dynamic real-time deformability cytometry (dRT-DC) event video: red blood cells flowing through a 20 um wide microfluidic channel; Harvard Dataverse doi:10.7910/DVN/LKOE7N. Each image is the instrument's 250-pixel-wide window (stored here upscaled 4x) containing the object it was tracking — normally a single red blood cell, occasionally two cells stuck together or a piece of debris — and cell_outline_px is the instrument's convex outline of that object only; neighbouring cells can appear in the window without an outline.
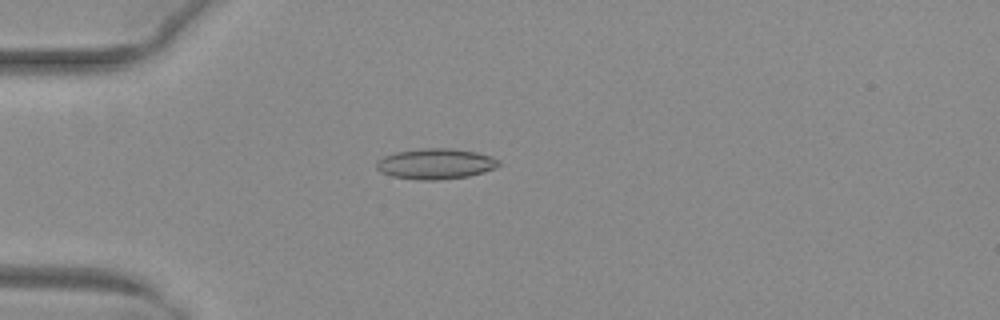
{"species": "common noctule bat (a hibernating species)", "species_latin": "Nyctalus noctula", "temperature_condition": "warm", "stored_images_in_passage": 49, "camera_frame_rate_fps": 3000, "um_per_image_px": 0.085, "animal": {"sex": "female", "body_mass_g": 29.2, "forearm_length_mm": 56.3}, "frame": {"image": 1, "passage_image": 12, "time_ms": 3.667, "image_size_px": [1000, 320], "cell_outline_px": [[500, 164], [496, 168], [484, 172], [468, 176], [436, 180], [420, 180], [392, 176], [380, 172], [376, 168], [376, 160], [384, 156], [396, 152], [420, 148], [452, 148], [476, 152], [492, 156], [500, 160]], "centroid_in_image_um": [37.03, 13.92], "position_along_channel_um": 48.0, "area_um2": 21.96}}
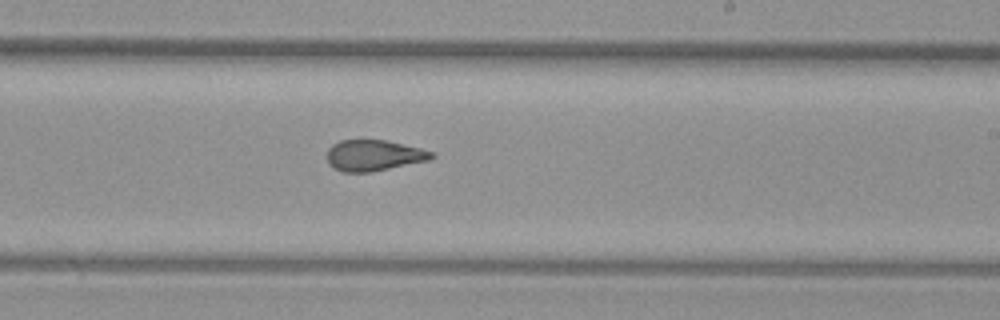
{"frame": {"image": 2, "passage_image": 29, "time_ms": 9.333, "image_size_px": [1000, 320], "cell_outline_px": [[436, 156], [428, 160], [372, 172], [344, 172], [332, 168], [328, 164], [328, 148], [332, 144], [340, 140], [388, 140], [420, 148], [432, 152]], "centroid_in_image_um": [31.75, 13.21], "position_along_channel_um": 257.3, "area_um2": 18.9}}
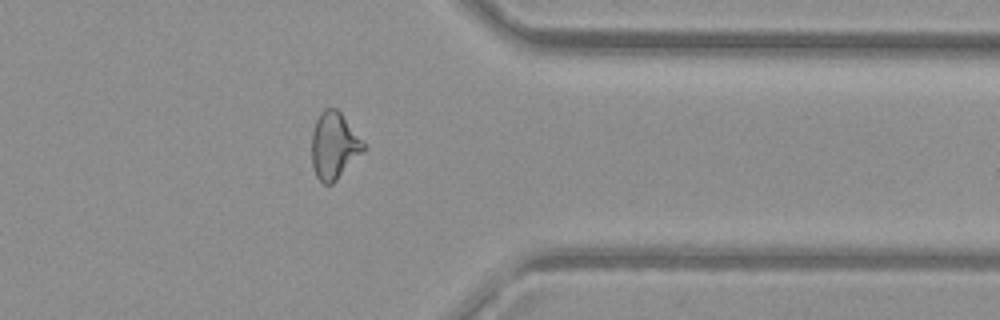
{"frame": {"image": 3, "passage_image": 39, "time_ms": 12.667, "image_size_px": [1000, 320], "cell_outline_px": [[364, 148], [336, 180], [332, 184], [324, 184], [316, 176], [312, 168], [312, 132], [316, 120], [320, 112], [324, 108], [336, 108], [340, 112], [364, 144]], "centroid_in_image_um": [28.33, 12.37], "position_along_channel_um": 383.1, "area_um2": 19.54}, "authors_computed_cell_mechanics": {"area_um2": 20.1144, "velocity_mm_per_s": 4.0418, "shape_relaxation_time_tau1_ms": null, "shape_relaxation_time_tau2_ms": 1.567, "deformation_change_tau1": null, "deformation_change_tau2": 0.0903}}